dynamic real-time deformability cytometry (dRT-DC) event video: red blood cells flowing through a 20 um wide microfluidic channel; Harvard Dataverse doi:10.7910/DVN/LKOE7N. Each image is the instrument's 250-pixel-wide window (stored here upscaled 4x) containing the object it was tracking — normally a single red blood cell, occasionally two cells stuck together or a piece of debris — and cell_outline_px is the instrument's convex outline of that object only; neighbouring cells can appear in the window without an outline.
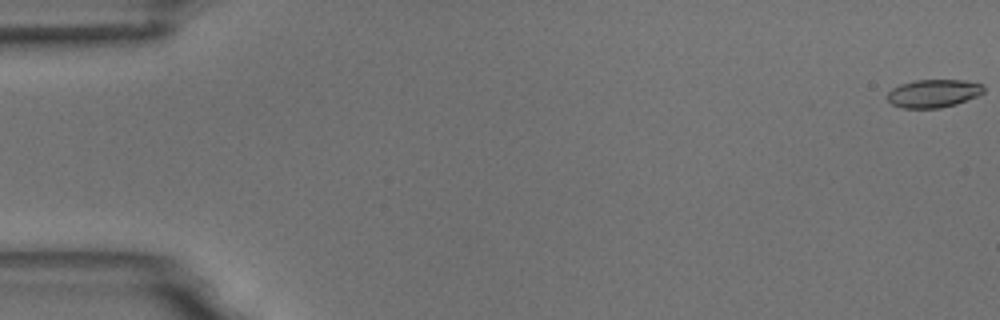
{"species": "common noctule bat (a hibernating species)", "species_latin": "Nyctalus noctula", "temperature_condition": "room temperature", "stored_images_in_passage": 5, "camera_frame_rate_fps": 3000, "um_per_image_px": 0.085, "animal": {"sex": "male", "body_mass_g": 18.8}, "frame": {"image": 1, "passage_image": 1, "time_ms": 0.0, "image_size_px": [1000, 320], "cell_outline_px": [[984, 92], [976, 96], [956, 104], [940, 108], [900, 108], [892, 104], [888, 100], [888, 92], [892, 88], [900, 84], [916, 80], [964, 80], [980, 84], [984, 88]], "centroid_in_image_um": [79.31, 7.94], "position_along_channel_um": 5.7, "area_um2": 15.66}}
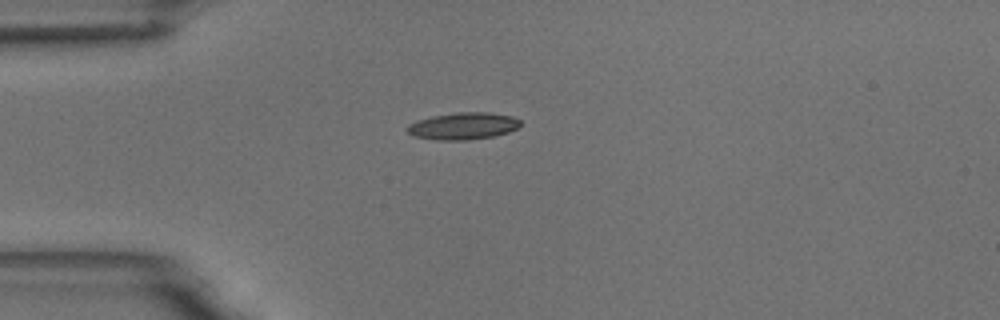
{"frame": {"image": 2, "passage_image": 5, "time_ms": 4.667, "image_size_px": [1000, 320], "cell_outline_px": [[520, 124], [516, 128], [508, 132], [492, 136], [468, 140], [440, 140], [412, 136], [404, 128], [408, 124], [416, 120], [432, 116], [456, 112], [488, 112], [512, 116], [520, 120]], "centroid_in_image_um": [39.31, 10.7], "position_along_channel_um": 45.7, "area_um2": 17.86}}